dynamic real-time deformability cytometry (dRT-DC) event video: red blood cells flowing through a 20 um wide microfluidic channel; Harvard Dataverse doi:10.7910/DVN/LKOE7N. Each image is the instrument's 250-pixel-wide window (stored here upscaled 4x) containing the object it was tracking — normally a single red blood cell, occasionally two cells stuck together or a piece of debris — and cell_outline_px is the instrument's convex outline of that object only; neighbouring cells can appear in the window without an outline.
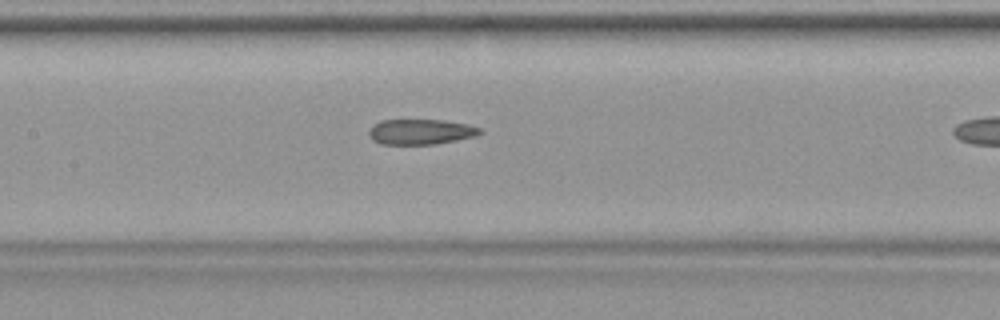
{"species": "common noctule bat (a hibernating species)", "species_latin": "Nyctalus noctula", "temperature_condition": "warm", "stored_images_in_passage": 15, "camera_frame_rate_fps": 3000, "um_per_image_px": 0.085, "animal": {"sex": "female", "body_mass_g": 19.9}, "frame": {"image": 1, "passage_image": 11, "time_ms": 3.333, "image_size_px": [1000, 320], "cell_outline_px": [[484, 132], [476, 136], [436, 144], [380, 144], [372, 140], [368, 136], [368, 132], [372, 124], [380, 120], [444, 120], [468, 124], [480, 128]], "centroid_in_image_um": [35.74, 11.2], "position_along_channel_um": 171.7, "area_um2": 16.59}}